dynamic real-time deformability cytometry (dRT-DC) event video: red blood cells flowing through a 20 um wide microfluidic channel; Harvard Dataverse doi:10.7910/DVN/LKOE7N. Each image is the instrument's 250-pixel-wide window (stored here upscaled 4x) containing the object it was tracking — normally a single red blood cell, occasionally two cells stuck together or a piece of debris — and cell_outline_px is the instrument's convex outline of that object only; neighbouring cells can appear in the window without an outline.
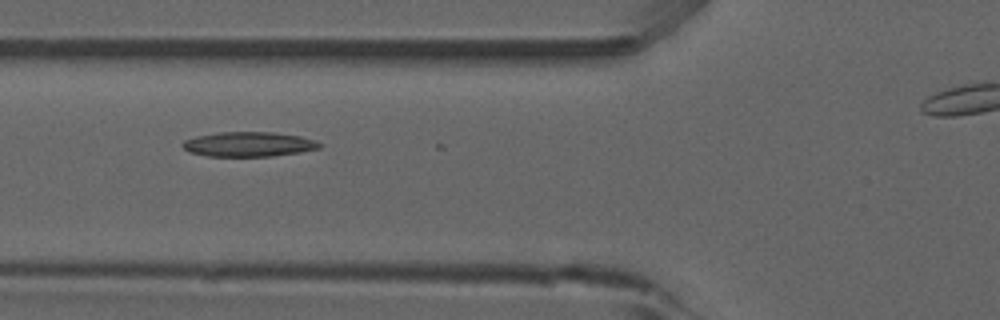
{"species": "common noctule bat (a hibernating species)", "species_latin": "Nyctalus noctula", "temperature_condition": "room temperature", "stored_images_in_passage": 21, "camera_frame_rate_fps": 3000, "um_per_image_px": 0.085, "animal": {"sex": "male", "forearm_length_mm": 52.5}, "frame": {"image": 1, "passage_image": 20, "time_ms": 6.333, "image_size_px": [1000, 320], "cell_outline_px": [[324, 144], [320, 148], [300, 152], [272, 156], [208, 156], [188, 152], [180, 144], [184, 140], [196, 136], [220, 132], [272, 132], [300, 136], [316, 140]], "centroid_in_image_um": [21.15, 12.26], "position_along_channel_um": 104.7, "area_um2": 19.83}}